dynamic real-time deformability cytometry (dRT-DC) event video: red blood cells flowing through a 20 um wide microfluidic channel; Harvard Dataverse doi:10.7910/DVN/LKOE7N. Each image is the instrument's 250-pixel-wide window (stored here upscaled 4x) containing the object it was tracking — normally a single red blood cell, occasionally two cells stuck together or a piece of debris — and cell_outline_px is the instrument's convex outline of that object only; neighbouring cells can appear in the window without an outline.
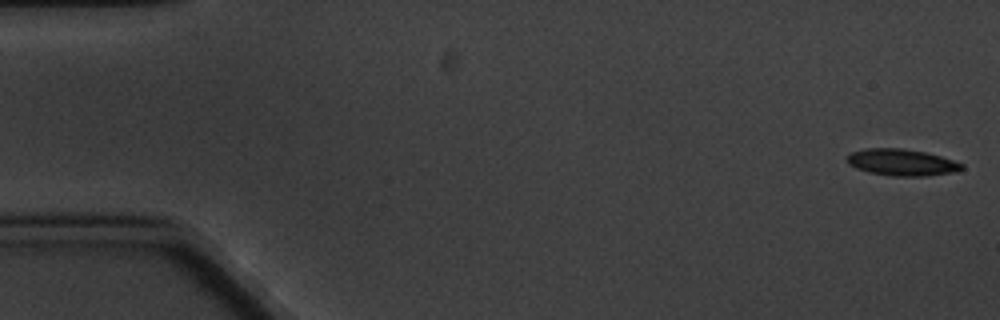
{"species": "common noctule bat (a hibernating species)", "species_latin": "Nyctalus noctula", "temperature_condition": "cold", "stored_images_in_passage": 5, "camera_frame_rate_fps": 3000, "um_per_image_px": 0.085, "animal": {"sex": "male", "body_mass_g": 20.1, "forearm_length_mm": 53.5}, "frame": {"image": 1, "passage_image": 1, "time_ms": 0.0, "image_size_px": [1000, 320], "cell_outline_px": [[964, 168], [952, 172], [924, 176], [892, 176], [868, 172], [856, 168], [848, 164], [844, 160], [844, 156], [848, 152], [868, 148], [900, 148], [924, 152], [940, 156], [964, 164]], "centroid_in_image_um": [76.55, 13.79], "position_along_channel_um": 8.4, "area_um2": 17.92}}